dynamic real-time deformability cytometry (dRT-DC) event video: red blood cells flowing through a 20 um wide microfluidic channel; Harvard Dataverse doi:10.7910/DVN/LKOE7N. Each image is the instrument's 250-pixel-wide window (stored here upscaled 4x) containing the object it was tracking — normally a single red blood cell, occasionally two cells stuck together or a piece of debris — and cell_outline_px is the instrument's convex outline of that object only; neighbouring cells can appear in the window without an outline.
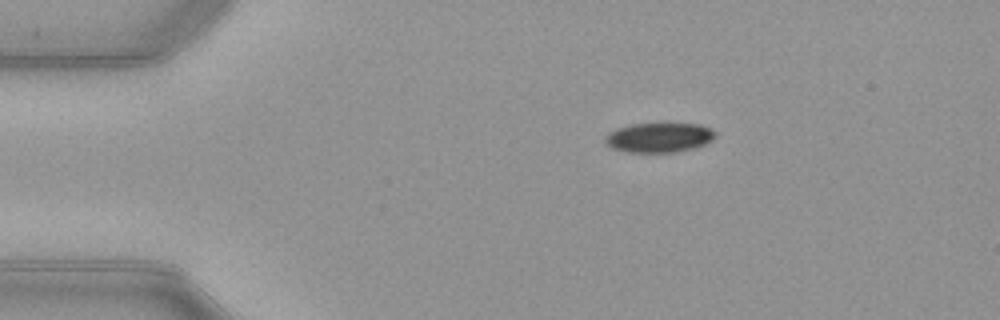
{"species": "common noctule bat (a hibernating species)", "species_latin": "Nyctalus noctula", "temperature_condition": "warm", "stored_images_in_passage": 17, "camera_frame_rate_fps": 3000, "um_per_image_px": 0.085, "animal": {"sex": "female", "body_mass_g": 21.9}, "frame": {"image": 1, "passage_image": 10, "time_ms": 3.0, "image_size_px": [1000, 320], "cell_outline_px": [[716, 136], [712, 140], [704, 144], [692, 148], [676, 152], [628, 152], [612, 148], [604, 140], [604, 136], [608, 132], [616, 128], [632, 124], [664, 120], [700, 124], [716, 132]], "centroid_in_image_um": [56.02, 11.63], "position_along_channel_um": 29.0, "area_um2": 19.88}}